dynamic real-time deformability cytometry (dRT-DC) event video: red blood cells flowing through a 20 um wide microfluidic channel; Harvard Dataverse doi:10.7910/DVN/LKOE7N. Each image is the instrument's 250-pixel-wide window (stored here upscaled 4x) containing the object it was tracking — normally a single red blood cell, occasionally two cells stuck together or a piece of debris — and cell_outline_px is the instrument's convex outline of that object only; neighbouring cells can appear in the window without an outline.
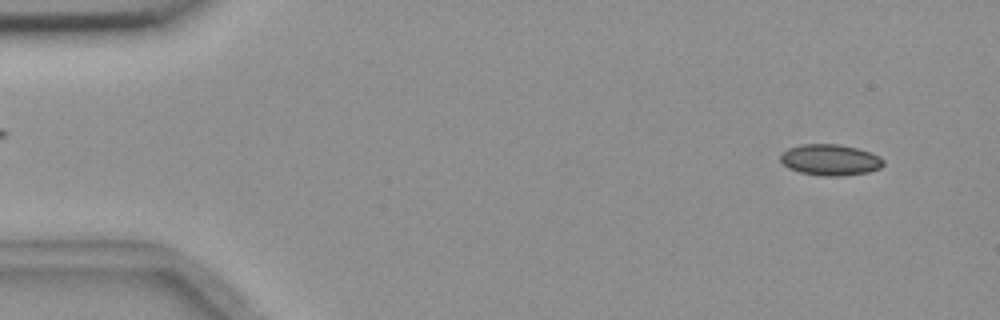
{"species": "common noctule bat (a hibernating species)", "species_latin": "Nyctalus noctula", "temperature_condition": "room temperature", "stored_images_in_passage": 55, "camera_frame_rate_fps": 3000, "um_per_image_px": 0.085, "animal": {"sex": "female", "body_mass_g": 18.4}, "frame": {"image": 1, "passage_image": 4, "time_ms": 1.0, "image_size_px": [1000, 320], "cell_outline_px": [[884, 164], [880, 168], [868, 172], [840, 176], [824, 176], [800, 172], [788, 168], [780, 160], [780, 156], [788, 148], [800, 144], [840, 144], [856, 148], [880, 156], [884, 160]], "centroid_in_image_um": [70.57, 13.59], "position_along_channel_um": 14.4, "area_um2": 18.61}}
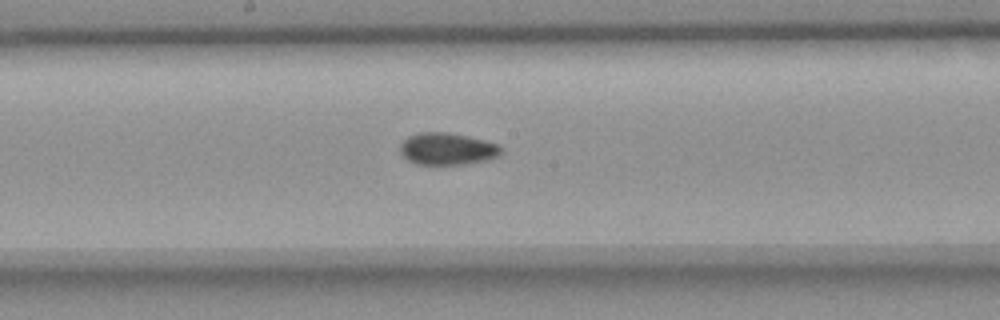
{"frame": {"image": 2, "passage_image": 29, "time_ms": 9.333, "image_size_px": [1000, 320], "cell_outline_px": [[500, 156], [488, 160], [464, 164], [416, 164], [408, 160], [400, 152], [400, 144], [408, 136], [420, 132], [448, 132], [468, 136], [484, 140], [496, 144], [500, 148]], "centroid_in_image_um": [38.0, 12.65], "position_along_channel_um": 210.2, "area_um2": 18.79}}
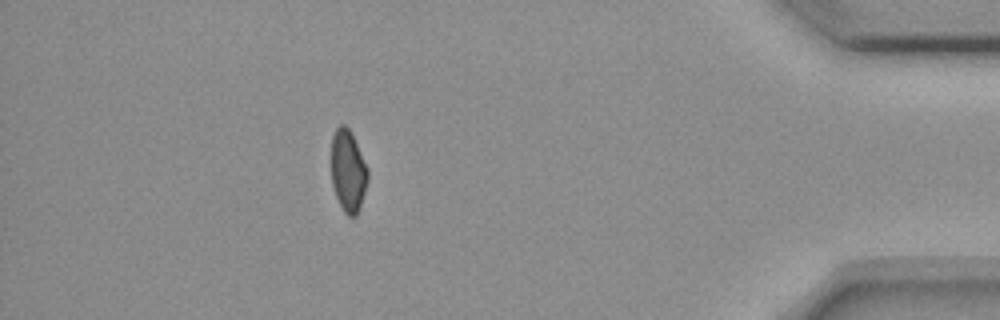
{"frame": {"image": 3, "passage_image": 49, "time_ms": 16.0, "image_size_px": [1000, 320], "cell_outline_px": [[368, 176], [360, 208], [356, 216], [348, 216], [344, 212], [336, 196], [332, 184], [332, 136], [336, 128], [340, 124], [344, 124], [352, 132], [368, 168]], "centroid_in_image_um": [29.59, 14.5], "position_along_channel_um": 405.6, "area_um2": 17.4}, "authors_computed_cell_mechanics": {"area_um2": 18.496, "velocity_mm_per_s": 3.6682, "shape_relaxation_time_tau1_ms": null, "shape_relaxation_time_tau2_ms": 2.9131, "deformation_change_tau1": null, "deformation_change_tau2": 0.0638}}